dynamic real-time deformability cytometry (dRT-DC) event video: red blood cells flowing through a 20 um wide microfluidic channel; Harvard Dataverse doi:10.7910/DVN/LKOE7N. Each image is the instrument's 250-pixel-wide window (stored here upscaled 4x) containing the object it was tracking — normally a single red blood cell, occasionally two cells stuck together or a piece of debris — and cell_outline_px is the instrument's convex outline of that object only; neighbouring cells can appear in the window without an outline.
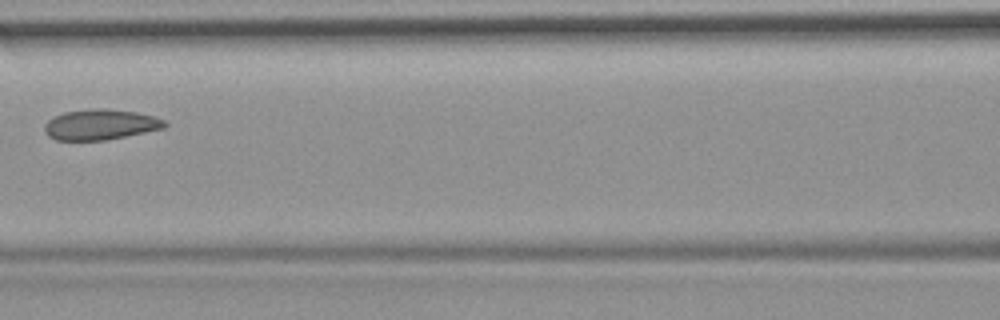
{"species": "common noctule bat (a hibernating species)", "species_latin": "Nyctalus noctula", "temperature_condition": "room temperature", "stored_images_in_passage": 6, "camera_frame_rate_fps": 3000, "um_per_image_px": 0.085, "animal": {"sex": "female", "body_mass_g": 19.9}, "frame": {"image": 1, "passage_image": 5, "time_ms": 1.333, "image_size_px": [1000, 320], "cell_outline_px": [[168, 124], [164, 128], [104, 140], [56, 140], [48, 136], [44, 128], [44, 124], [48, 120], [64, 112], [96, 108], [104, 108], [136, 112], [152, 116], [164, 120]], "centroid_in_image_um": [8.52, 10.58], "position_along_channel_um": 158.1, "area_um2": 21.1}}
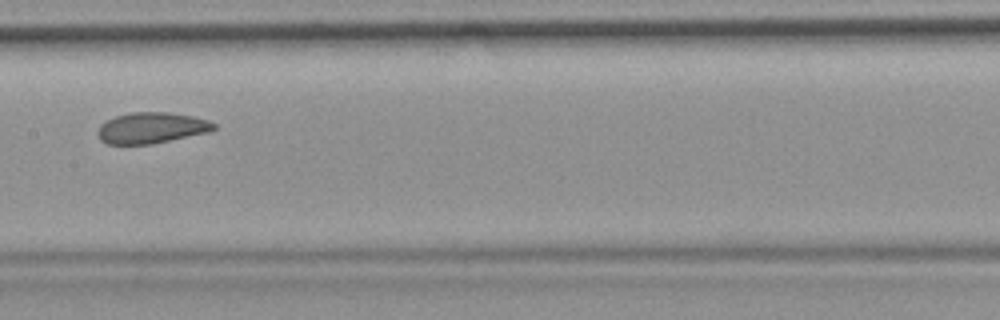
{"frame": {"image": 2, "passage_image": 6, "time_ms": 1.667, "image_size_px": [1000, 320], "cell_outline_px": [[216, 128], [208, 132], [148, 144], [108, 144], [100, 140], [96, 132], [100, 124], [116, 116], [132, 112], [168, 112], [192, 116], [208, 120], [216, 124]], "centroid_in_image_um": [12.84, 10.86], "position_along_channel_um": 194.6, "area_um2": 20.75}}